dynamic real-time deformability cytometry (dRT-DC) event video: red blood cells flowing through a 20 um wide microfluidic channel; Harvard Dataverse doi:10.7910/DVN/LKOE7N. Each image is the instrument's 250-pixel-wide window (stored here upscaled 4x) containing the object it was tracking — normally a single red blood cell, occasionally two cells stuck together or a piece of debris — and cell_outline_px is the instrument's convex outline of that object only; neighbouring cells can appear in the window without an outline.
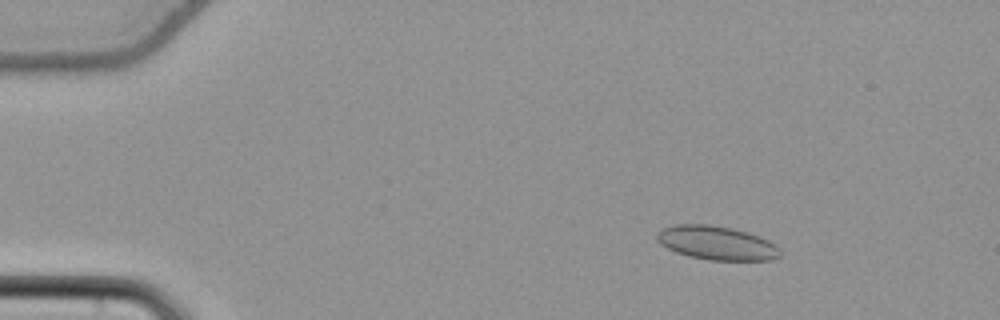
{"species": "common noctule bat (a hibernating species)", "species_latin": "Nyctalus noctula", "temperature_condition": "cold", "stored_images_in_passage": 56, "camera_frame_rate_fps": 3000, "um_per_image_px": 0.085, "animal": {"sex": "female", "body_mass_g": 22.7, "forearm_length_mm": 54.2}, "frame": {"image": 1, "passage_image": 9, "time_ms": 2.667, "image_size_px": [1000, 320], "cell_outline_px": [[780, 256], [772, 260], [708, 260], [688, 256], [676, 252], [660, 244], [656, 236], [656, 232], [660, 228], [676, 224], [708, 224], [732, 228], [748, 232], [768, 240], [780, 248]], "centroid_in_image_um": [60.89, 20.64], "position_along_channel_um": 24.1, "area_um2": 24.45}}
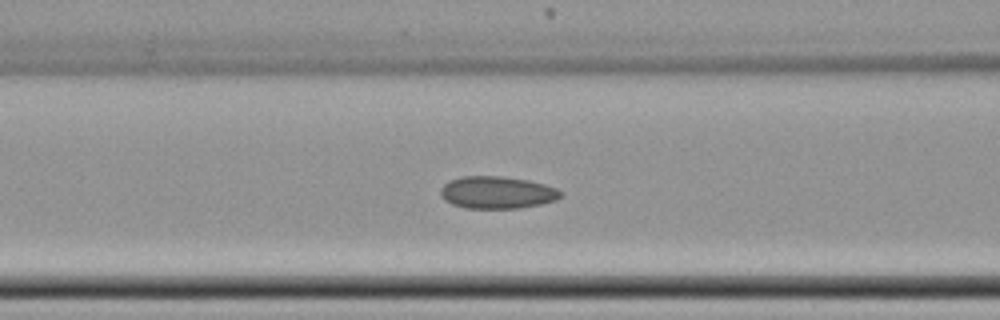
{"frame": {"image": 2, "passage_image": 24, "time_ms": 7.667, "image_size_px": [1000, 320], "cell_outline_px": [[564, 192], [556, 200], [540, 204], [520, 208], [464, 208], [452, 204], [444, 200], [440, 196], [440, 188], [448, 180], [460, 176], [504, 176], [528, 180], [544, 184], [556, 188]], "centroid_in_image_um": [42.22, 16.35], "position_along_channel_um": 124.4, "area_um2": 22.83}}
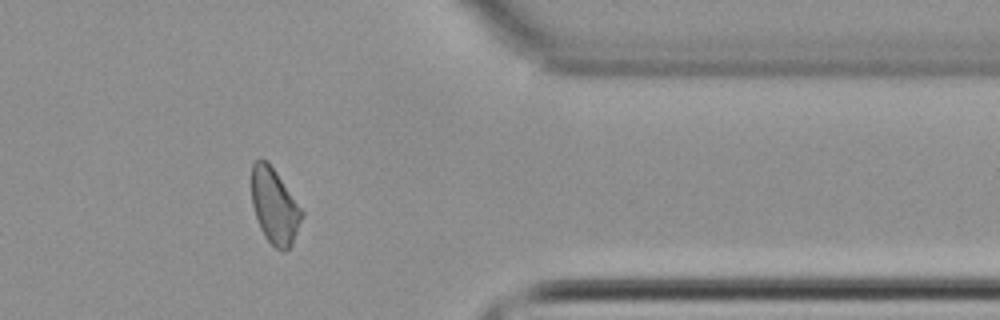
{"frame": {"image": 3, "passage_image": 46, "time_ms": 15.0, "image_size_px": [1000, 320], "cell_outline_px": [[304, 216], [292, 244], [284, 252], [280, 252], [264, 236], [260, 228], [252, 204], [252, 164], [260, 156], [268, 160], [304, 212]], "centroid_in_image_um": [23.34, 17.51], "position_along_channel_um": 388.1, "area_um2": 22.2}, "authors_computed_cell_mechanics": {"area_um2": 22.5998, "velocity_mm_per_s": 3.8018, "shape_relaxation_time_tau1_ms": null, "shape_relaxation_time_tau2_ms": 4.3936, "deformation_change_tau1": null, "deformation_change_tau2": 0.099}}